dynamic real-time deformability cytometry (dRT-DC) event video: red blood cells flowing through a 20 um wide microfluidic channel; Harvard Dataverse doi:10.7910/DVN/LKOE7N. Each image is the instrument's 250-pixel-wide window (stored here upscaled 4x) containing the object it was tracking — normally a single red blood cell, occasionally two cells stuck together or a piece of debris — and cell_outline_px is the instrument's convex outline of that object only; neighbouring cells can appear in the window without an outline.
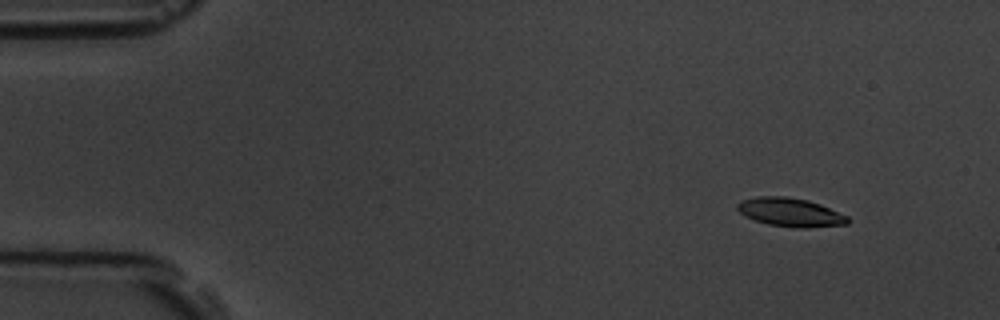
{"species": "common noctule bat (a hibernating species)", "species_latin": "Nyctalus noctula", "temperature_condition": "room temperature", "stored_images_in_passage": 4, "camera_frame_rate_fps": 3000, "um_per_image_px": 0.085, "animal": {"sex": "male", "body_mass_g": 19.5, "forearm_length_mm": 54.6}, "frame": {"image": 1, "passage_image": 1, "time_ms": 0.0, "image_size_px": [1000, 320], "cell_outline_px": [[848, 224], [804, 228], [768, 224], [744, 216], [736, 208], [736, 204], [744, 200], [756, 196], [788, 196], [808, 200], [820, 204], [848, 216]], "centroid_in_image_um": [67.17, 18.03], "position_along_channel_um": 17.8, "area_um2": 18.26}}
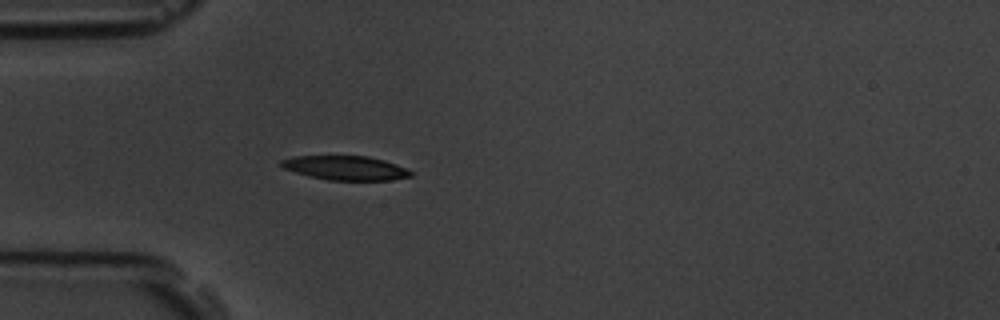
{"frame": {"image": 2, "passage_image": 4, "time_ms": 3.667, "image_size_px": [1000, 320], "cell_outline_px": [[412, 176], [392, 180], [328, 180], [308, 176], [284, 168], [280, 164], [280, 160], [292, 156], [368, 156], [384, 160], [396, 164], [412, 172]], "centroid_in_image_um": [29.36, 14.27], "position_along_channel_um": 55.6, "area_um2": 18.21}}